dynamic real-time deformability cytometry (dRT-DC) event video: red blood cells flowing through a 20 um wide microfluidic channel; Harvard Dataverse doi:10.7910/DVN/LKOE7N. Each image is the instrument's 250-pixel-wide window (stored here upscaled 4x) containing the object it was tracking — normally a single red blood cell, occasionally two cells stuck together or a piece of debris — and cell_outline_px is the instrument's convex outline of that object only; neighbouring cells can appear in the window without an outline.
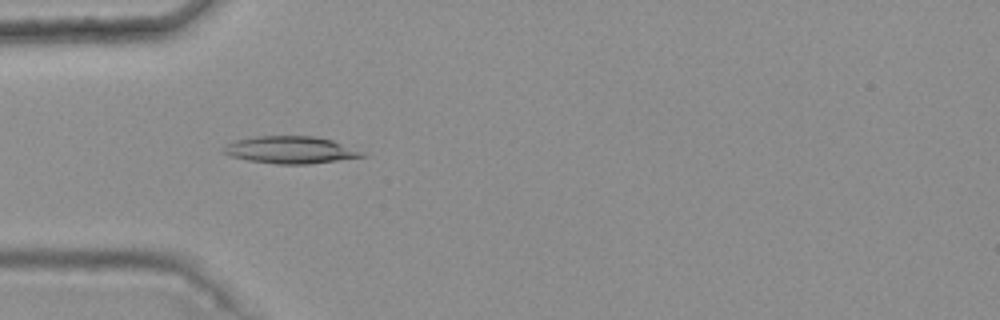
{"species": "common noctule bat (a hibernating species)", "species_latin": "Nyctalus noctula", "temperature_condition": "warm", "stored_images_in_passage": 5, "camera_frame_rate_fps": 3000, "um_per_image_px": 0.085, "animal": {"sex": "female", "body_mass_g": 25.1}, "frame": {"image": 1, "passage_image": 4, "time_ms": 1.0, "image_size_px": [1000, 320], "cell_outline_px": [[368, 156], [308, 164], [276, 164], [248, 160], [232, 156], [224, 152], [224, 148], [228, 144], [236, 140], [256, 136], [316, 136], [332, 140], [360, 152]], "centroid_in_image_um": [24.68, 12.74], "position_along_channel_um": 60.3, "area_um2": 21.5}}
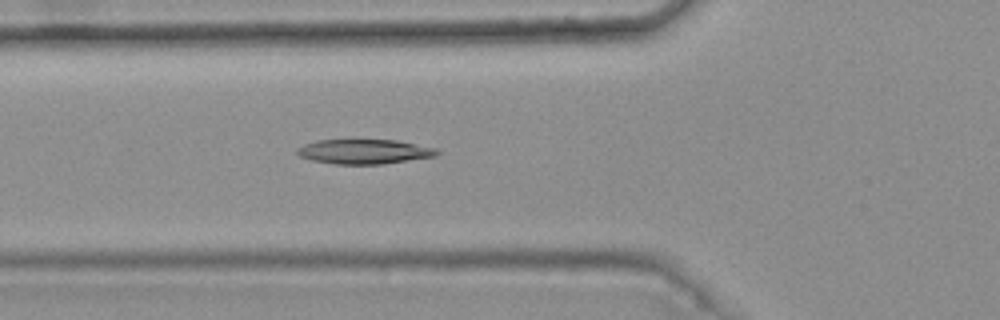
{"frame": {"image": 2, "passage_image": 5, "time_ms": 1.333, "image_size_px": [1000, 320], "cell_outline_px": [[440, 152], [436, 156], [380, 164], [336, 164], [312, 160], [300, 156], [296, 152], [296, 148], [304, 144], [316, 140], [396, 140], [436, 148]], "centroid_in_image_um": [30.94, 12.88], "position_along_channel_um": 94.9, "area_um2": 19.94}}